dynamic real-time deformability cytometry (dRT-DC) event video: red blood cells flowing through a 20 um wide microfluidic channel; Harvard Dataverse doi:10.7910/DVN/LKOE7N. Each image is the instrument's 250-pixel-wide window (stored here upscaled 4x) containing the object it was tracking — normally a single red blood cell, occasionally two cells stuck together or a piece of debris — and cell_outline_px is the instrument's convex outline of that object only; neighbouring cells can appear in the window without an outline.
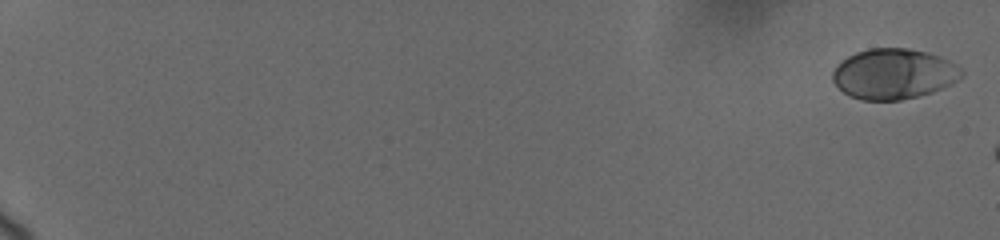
{"species": "human", "species_latin": "Homo sapiens", "temperature_condition": "cold", "stored_images_in_passage": 8, "camera_frame_rate_fps": 3000, "um_per_image_px": 0.085, "donor": {"sex": "female"}, "frame": {"image": 1, "passage_image": 1, "time_ms": 0.0, "image_size_px": [1000, 240], "cell_outline_px": [[964, 72], [956, 80], [932, 92], [900, 100], [860, 100], [848, 96], [832, 80], [832, 72], [848, 56], [856, 52], [868, 48], [908, 48], [940, 56], [956, 64]], "centroid_in_image_um": [75.94, 6.28], "position_along_channel_um": 9.1, "area_um2": 37.45}}